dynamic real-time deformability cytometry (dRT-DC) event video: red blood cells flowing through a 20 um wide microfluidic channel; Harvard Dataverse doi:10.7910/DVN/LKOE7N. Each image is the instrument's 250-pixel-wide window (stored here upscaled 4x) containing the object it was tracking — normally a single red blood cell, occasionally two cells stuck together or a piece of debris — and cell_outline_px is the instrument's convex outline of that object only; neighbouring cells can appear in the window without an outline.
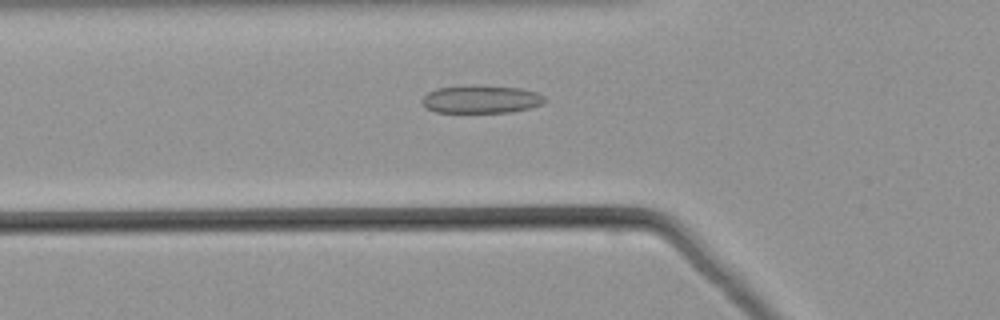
{"species": "common noctule bat (a hibernating species)", "species_latin": "Nyctalus noctula", "temperature_condition": "warm", "stored_images_in_passage": 44, "camera_frame_rate_fps": 3000, "um_per_image_px": 0.085, "animal": {"sex": "male", "body_mass_g": 21.5, "forearm_length_mm": 52.0}, "frame": {"image": 1, "passage_image": 11, "time_ms": 3.333, "image_size_px": [1000, 320], "cell_outline_px": [[544, 100], [540, 104], [532, 108], [512, 112], [436, 112], [428, 108], [420, 100], [428, 92], [436, 88], [472, 84], [520, 88], [536, 92], [544, 96]], "centroid_in_image_um": [40.88, 8.42], "position_along_channel_um": 84.9, "area_um2": 20.06}}
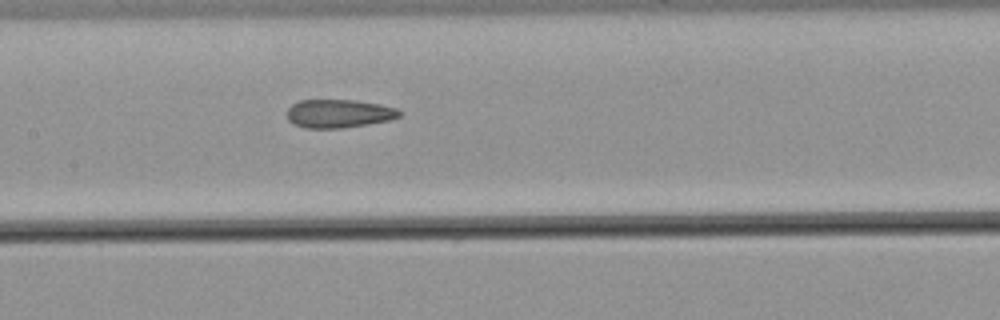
{"frame": {"image": 2, "passage_image": 18, "time_ms": 5.667, "image_size_px": [1000, 320], "cell_outline_px": [[404, 112], [400, 116], [388, 120], [368, 124], [344, 128], [308, 128], [292, 124], [288, 120], [288, 108], [292, 104], [300, 100], [356, 100], [380, 104], [396, 108]], "centroid_in_image_um": [28.81, 9.65], "position_along_channel_um": 178.6, "area_um2": 18.67}}
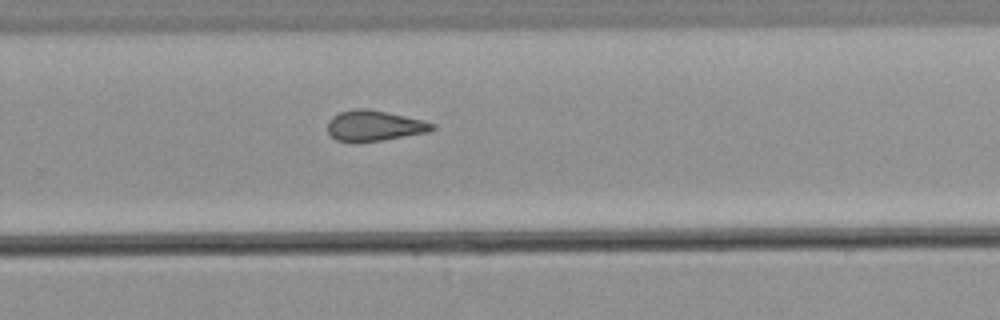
{"frame": {"image": 3, "passage_image": 27, "time_ms": 8.667, "image_size_px": [1000, 320], "cell_outline_px": [[436, 128], [428, 132], [380, 140], [352, 144], [336, 140], [328, 132], [328, 120], [332, 116], [340, 112], [356, 108], [368, 108], [424, 120], [436, 124]], "centroid_in_image_um": [31.79, 10.69], "position_along_channel_um": 298.0, "area_um2": 18.9}}